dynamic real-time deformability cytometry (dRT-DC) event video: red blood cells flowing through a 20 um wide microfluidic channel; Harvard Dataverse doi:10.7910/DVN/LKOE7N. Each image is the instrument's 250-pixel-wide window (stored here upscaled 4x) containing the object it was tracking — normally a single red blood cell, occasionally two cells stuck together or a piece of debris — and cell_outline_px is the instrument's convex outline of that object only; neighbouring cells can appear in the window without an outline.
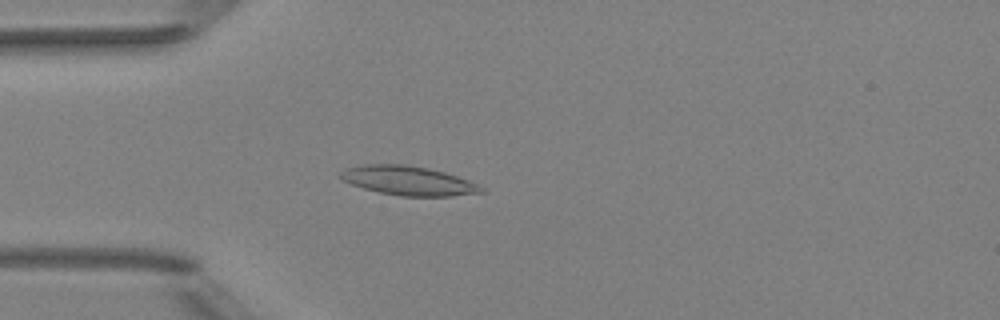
{"species": "Egyptian fruit bat (a non-hibernating species)", "species_latin": "Rousettus aegyptiacus", "temperature_condition": "room temperature", "stored_images_in_passage": 46, "camera_frame_rate_fps": 3000, "um_per_image_px": 0.085, "animal": {"sex": "female"}, "frame": {"image": 1, "passage_image": 9, "time_ms": 2.667, "image_size_px": [1000, 320], "cell_outline_px": [[484, 192], [452, 196], [400, 196], [380, 192], [364, 188], [340, 180], [336, 176], [344, 168], [364, 164], [404, 164], [428, 168], [444, 172], [468, 180], [484, 188]], "centroid_in_image_um": [34.64, 15.35], "position_along_channel_um": 50.4, "area_um2": 23.99}}
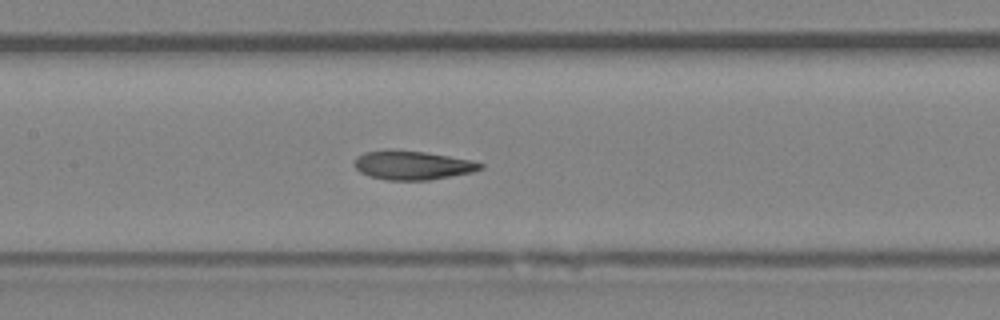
{"frame": {"image": 2, "passage_image": 19, "time_ms": 6.0, "image_size_px": [1000, 320], "cell_outline_px": [[484, 168], [472, 172], [428, 180], [388, 180], [368, 176], [360, 172], [352, 164], [356, 156], [364, 152], [384, 148], [388, 148], [424, 152], [472, 160], [484, 164]], "centroid_in_image_um": [34.99, 14.02], "position_along_channel_um": 172.4, "area_um2": 21.56}}
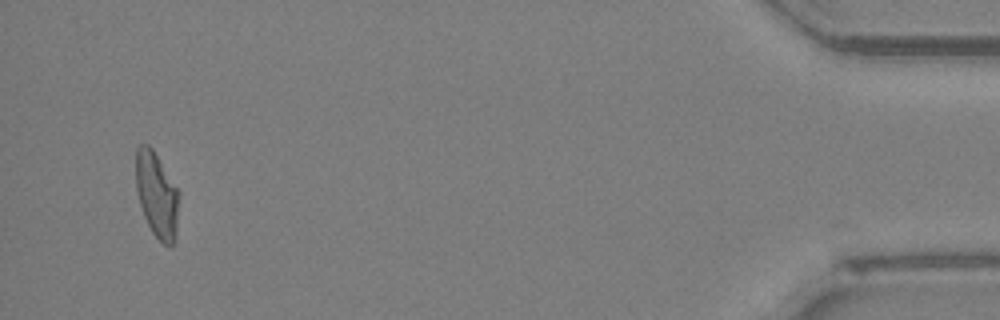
{"frame": {"image": 3, "passage_image": 44, "time_ms": 14.333, "image_size_px": [1000, 320], "cell_outline_px": [[180, 192], [176, 240], [172, 244], [164, 244], [152, 232], [144, 216], [140, 204], [136, 188], [136, 148], [140, 144], [148, 144], [152, 148]], "centroid_in_image_um": [13.34, 16.56], "position_along_channel_um": 421.9, "area_um2": 21.5}, "authors_computed_cell_mechanics": {"area_um2": 21.675, "velocity_mm_per_s": 3.9848, "shape_relaxation_time_tau1_ms": 6.4735, "shape_relaxation_time_tau2_ms": 1.5746, "deformation_change_tau1": 0.205, "deformation_change_tau2": 0.0897}}